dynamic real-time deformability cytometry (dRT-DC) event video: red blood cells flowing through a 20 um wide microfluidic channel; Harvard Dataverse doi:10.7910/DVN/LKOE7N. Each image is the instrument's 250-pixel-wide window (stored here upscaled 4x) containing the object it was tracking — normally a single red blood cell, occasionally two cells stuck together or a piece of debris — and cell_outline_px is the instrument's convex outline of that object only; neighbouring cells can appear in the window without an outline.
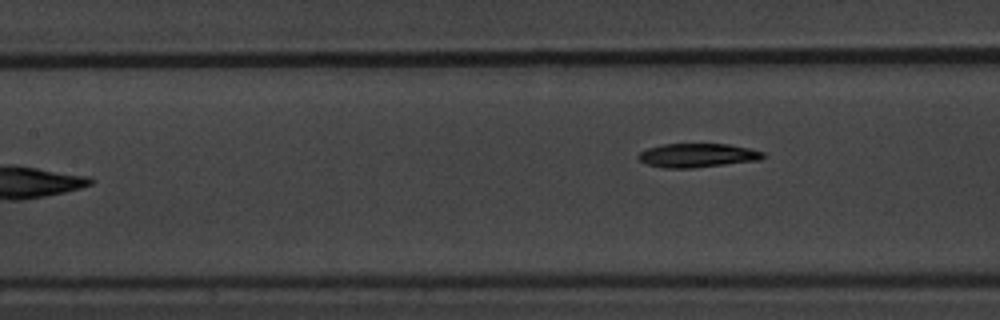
{"species": "common noctule bat (a hibernating species)", "species_latin": "Nyctalus noctula", "temperature_condition": "warm", "stored_images_in_passage": 8, "camera_frame_rate_fps": 3000, "um_per_image_px": 0.085, "animal": {"sex": "male", "body_mass_g": 20.1, "forearm_length_mm": 53.5}, "frame": {"image": 1, "passage_image": 8, "time_ms": 8.333, "image_size_px": [1000, 320], "cell_outline_px": [[764, 156], [760, 160], [692, 168], [664, 168], [648, 164], [640, 160], [636, 156], [640, 152], [648, 148], [660, 144], [728, 144], [748, 148], [764, 152]], "centroid_in_image_um": [59.26, 13.2], "position_along_channel_um": 148.1, "area_um2": 17.28}}